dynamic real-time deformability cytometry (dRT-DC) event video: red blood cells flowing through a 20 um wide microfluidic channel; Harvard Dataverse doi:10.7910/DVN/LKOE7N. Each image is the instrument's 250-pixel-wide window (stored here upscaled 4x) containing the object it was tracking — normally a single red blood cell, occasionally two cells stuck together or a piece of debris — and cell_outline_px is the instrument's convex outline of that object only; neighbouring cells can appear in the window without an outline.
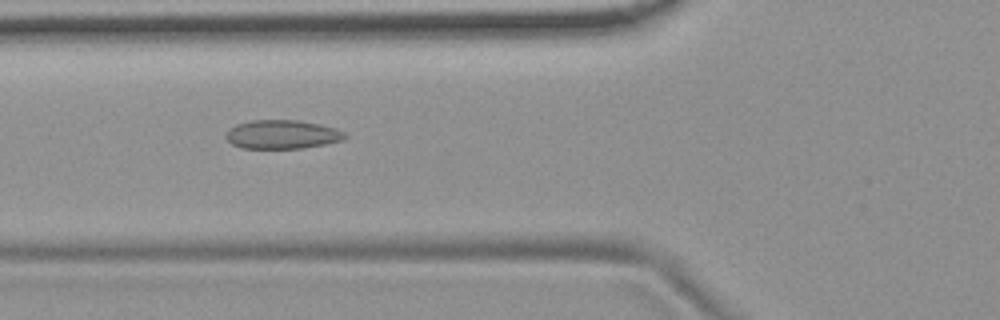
{"species": "common noctule bat (a hibernating species)", "species_latin": "Nyctalus noctula", "temperature_condition": "room temperature", "stored_images_in_passage": 41, "camera_frame_rate_fps": 3000, "um_per_image_px": 0.085, "animal": {"sex": "female", "body_mass_g": 19.9}, "frame": {"image": 1, "passage_image": 7, "time_ms": 2.0, "image_size_px": [1000, 320], "cell_outline_px": [[348, 136], [344, 140], [304, 148], [240, 148], [232, 144], [228, 140], [228, 132], [236, 124], [252, 120], [296, 120], [320, 124], [336, 128], [344, 132]], "centroid_in_image_um": [24.04, 11.43], "position_along_channel_um": 101.8, "area_um2": 19.83}}
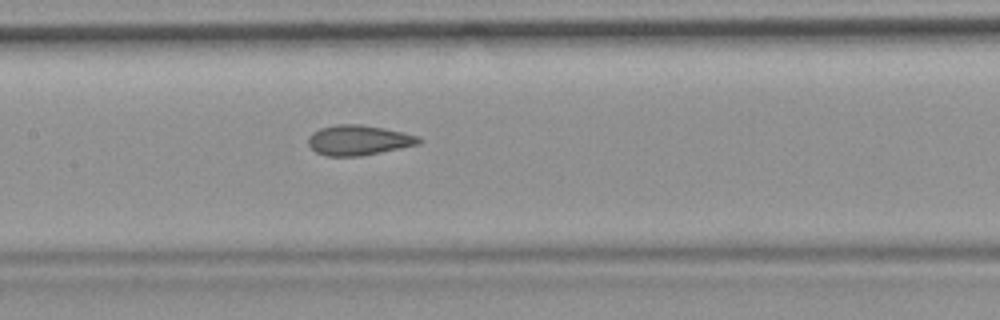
{"frame": {"image": 2, "passage_image": 13, "time_ms": 4.0, "image_size_px": [1000, 320], "cell_outline_px": [[424, 140], [420, 144], [360, 156], [328, 156], [316, 152], [308, 144], [308, 136], [312, 132], [320, 128], [336, 124], [360, 124], [384, 128], [404, 132], [420, 136]], "centroid_in_image_um": [30.5, 11.9], "position_along_channel_um": 176.9, "area_um2": 19.54}}
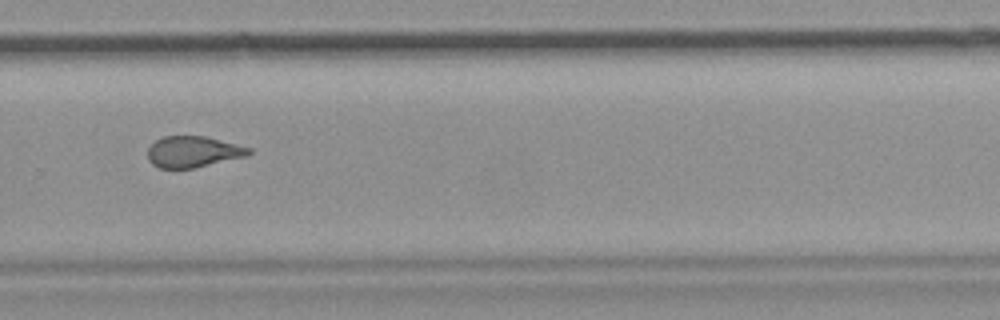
{"frame": {"image": 3, "passage_image": 24, "time_ms": 7.667, "image_size_px": [1000, 320], "cell_outline_px": [[252, 152], [244, 156], [192, 168], [160, 168], [152, 164], [148, 160], [148, 148], [156, 140], [164, 136], [204, 136], [252, 148]], "centroid_in_image_um": [16.37, 12.89], "position_along_channel_um": 313.4, "area_um2": 18.03}, "authors_computed_cell_mechanics": {"area_um2": 19.4208, "velocity_mm_per_s": 3.7464, "shape_relaxation_time_tau1_ms": null, "shape_relaxation_time_tau2_ms": 1.9318, "deformation_change_tau1": null, "deformation_change_tau2": 0.0954}}